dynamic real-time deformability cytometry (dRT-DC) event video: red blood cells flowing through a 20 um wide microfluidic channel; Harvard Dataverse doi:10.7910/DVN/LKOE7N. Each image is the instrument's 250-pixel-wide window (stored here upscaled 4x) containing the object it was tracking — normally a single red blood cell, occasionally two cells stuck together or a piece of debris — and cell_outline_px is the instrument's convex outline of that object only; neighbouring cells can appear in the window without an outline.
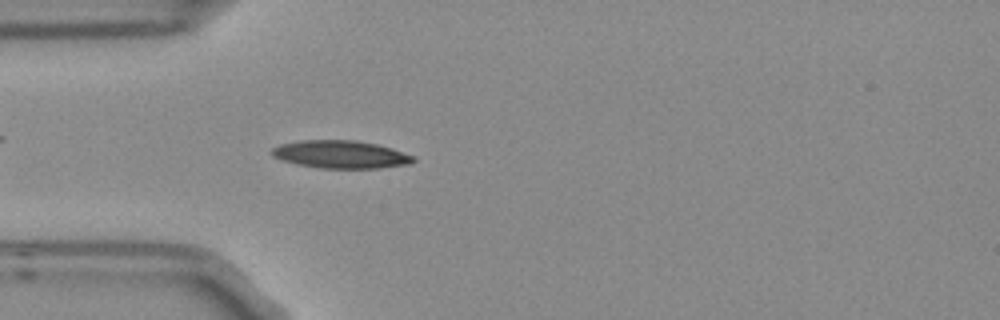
{"species": "Egyptian fruit bat (a non-hibernating species)", "species_latin": "Rousettus aegyptiacus", "temperature_condition": "room temperature", "stored_images_in_passage": 3, "camera_frame_rate_fps": 3000, "um_per_image_px": 0.085, "frame": {"image": 1, "passage_image": 3, "time_ms": 0.667, "image_size_px": [1000, 320], "cell_outline_px": [[416, 160], [412, 164], [380, 168], [320, 168], [300, 164], [284, 160], [272, 156], [272, 148], [280, 144], [300, 140], [356, 140], [376, 144], [392, 148], [416, 156]], "centroid_in_image_um": [29.03, 13.12], "position_along_channel_um": 56.0, "area_um2": 22.95}}